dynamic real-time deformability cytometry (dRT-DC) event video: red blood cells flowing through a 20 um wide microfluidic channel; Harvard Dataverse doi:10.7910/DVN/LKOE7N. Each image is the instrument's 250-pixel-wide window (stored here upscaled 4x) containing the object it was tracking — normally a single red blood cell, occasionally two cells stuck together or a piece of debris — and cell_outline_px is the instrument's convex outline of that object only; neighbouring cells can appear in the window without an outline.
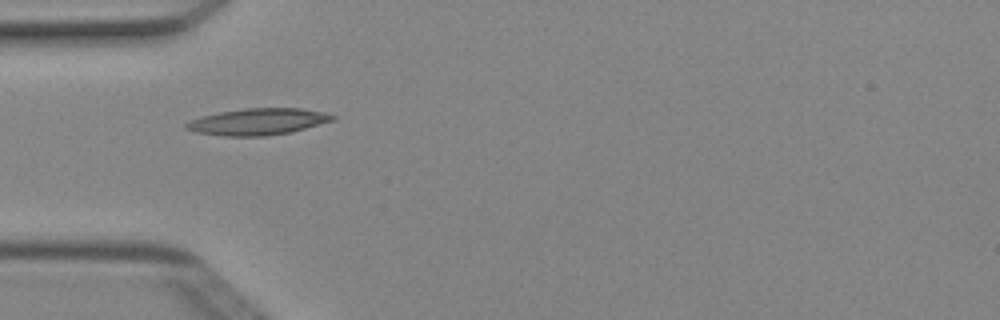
{"species": "Egyptian fruit bat (a non-hibernating species)", "species_latin": "Rousettus aegyptiacus", "temperature_condition": "cold", "stored_images_in_passage": 4, "camera_frame_rate_fps": 3000, "um_per_image_px": 0.085, "animal": {"sex": "female"}, "frame": {"image": 1, "passage_image": 1, "time_ms": 0.0, "image_size_px": [1000, 320], "cell_outline_px": [[336, 120], [292, 132], [264, 136], [224, 136], [196, 132], [184, 128], [184, 124], [192, 120], [204, 116], [220, 112], [244, 108], [300, 108], [324, 112], [336, 116]], "centroid_in_image_um": [21.97, 10.34], "position_along_channel_um": 63.0, "area_um2": 22.66}}
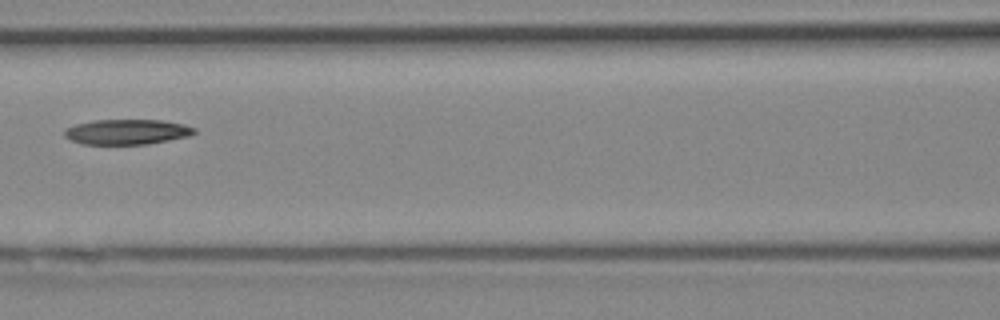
{"frame": {"image": 2, "passage_image": 3, "time_ms": 0.667, "image_size_px": [1000, 320], "cell_outline_px": [[196, 132], [188, 136], [148, 144], [80, 144], [64, 136], [64, 128], [76, 124], [92, 120], [164, 120], [184, 124], [196, 128]], "centroid_in_image_um": [10.77, 11.2], "position_along_channel_um": 155.8, "area_um2": 19.13}}
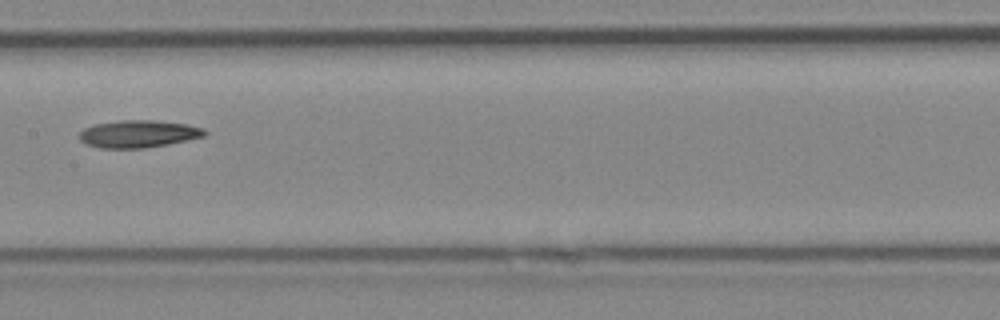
{"frame": {"image": 3, "passage_image": 4, "time_ms": 1.0, "image_size_px": [1000, 320], "cell_outline_px": [[208, 132], [204, 136], [168, 144], [144, 148], [100, 148], [88, 144], [80, 140], [80, 132], [84, 128], [96, 124], [120, 120], [152, 120], [188, 124], [204, 128]], "centroid_in_image_um": [11.79, 11.37], "position_along_channel_um": 195.6, "area_um2": 19.88}}